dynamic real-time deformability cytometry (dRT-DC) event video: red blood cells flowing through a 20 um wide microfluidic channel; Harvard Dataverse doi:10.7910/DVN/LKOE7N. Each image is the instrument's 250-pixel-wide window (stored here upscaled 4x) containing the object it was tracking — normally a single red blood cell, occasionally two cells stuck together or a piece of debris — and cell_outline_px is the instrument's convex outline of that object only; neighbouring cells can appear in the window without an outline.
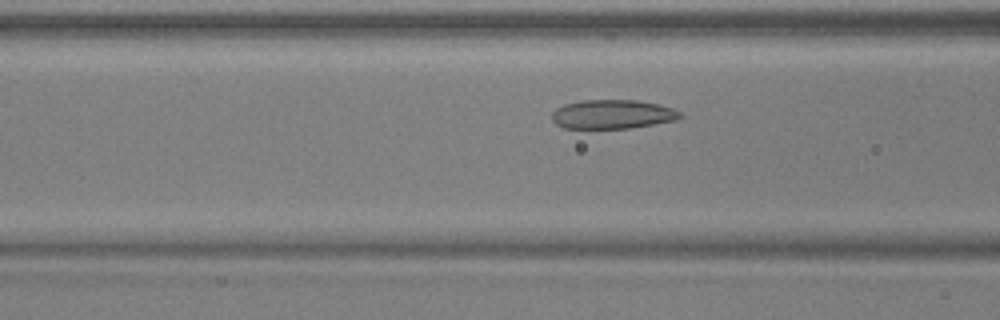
{"species": "common noctule bat (a hibernating species)", "species_latin": "Nyctalus noctula", "temperature_condition": "warm", "stored_images_in_passage": 40, "camera_frame_rate_fps": 3000, "um_per_image_px": 0.085, "animal": {"sex": "male", "body_mass_g": 17.9, "forearm_length_mm": 54.2}, "frame": {"image": 1, "passage_image": 14, "time_ms": 4.333, "image_size_px": [1000, 320], "cell_outline_px": [[680, 116], [676, 120], [628, 128], [564, 128], [556, 124], [552, 120], [552, 112], [556, 108], [564, 104], [580, 100], [636, 100], [660, 104], [672, 108], [680, 112]], "centroid_in_image_um": [52.02, 9.7], "position_along_channel_um": 114.6, "area_um2": 21.62}}
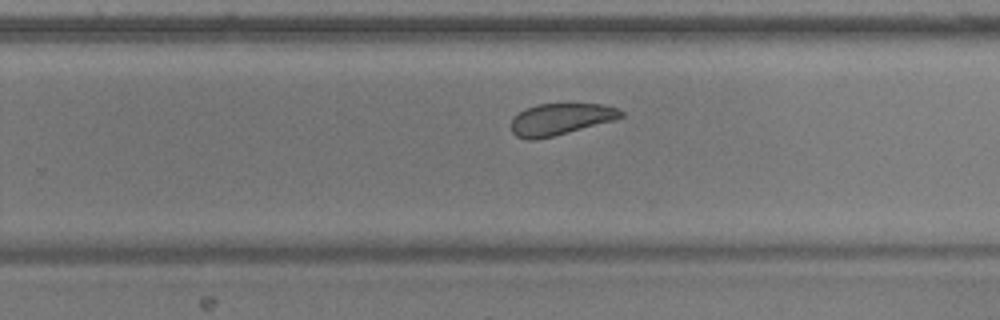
{"frame": {"image": 2, "passage_image": 27, "time_ms": 8.667, "image_size_px": [1000, 320], "cell_outline_px": [[624, 116], [616, 120], [536, 140], [528, 140], [516, 136], [512, 132], [512, 116], [524, 108], [536, 104], [604, 104], [616, 108], [624, 112]], "centroid_in_image_um": [47.63, 10.12], "position_along_channel_um": 282.2, "area_um2": 20.35}}
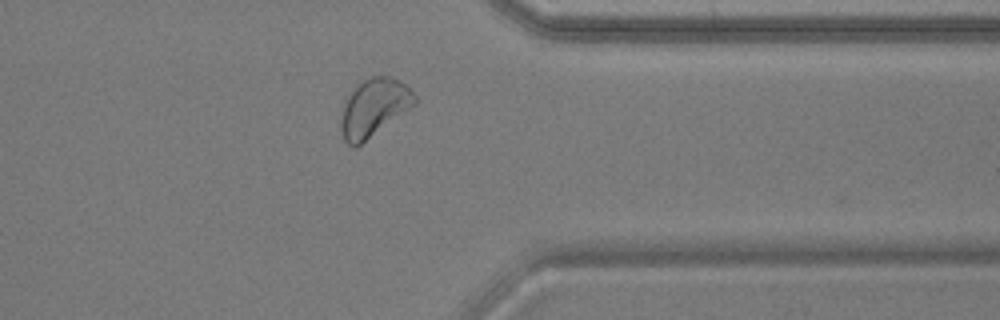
{"frame": {"image": 3, "passage_image": 35, "time_ms": 11.333, "image_size_px": [1000, 320], "cell_outline_px": [[416, 104], [356, 148], [352, 148], [344, 140], [340, 128], [340, 120], [344, 104], [348, 96], [356, 84], [372, 76], [392, 76], [400, 80], [416, 96]], "centroid_in_image_um": [31.76, 9.16], "position_along_channel_um": 379.6, "area_um2": 24.85}, "authors_computed_cell_mechanics": {"area_um2": 22.5709, "velocity_mm_per_s": 3.8739, "shape_relaxation_time_tau1_ms": 2.8218, "shape_relaxation_time_tau2_ms": 2.2507, "deformation_change_tau1": 0.0828, "deformation_change_tau2": 0.0873}}